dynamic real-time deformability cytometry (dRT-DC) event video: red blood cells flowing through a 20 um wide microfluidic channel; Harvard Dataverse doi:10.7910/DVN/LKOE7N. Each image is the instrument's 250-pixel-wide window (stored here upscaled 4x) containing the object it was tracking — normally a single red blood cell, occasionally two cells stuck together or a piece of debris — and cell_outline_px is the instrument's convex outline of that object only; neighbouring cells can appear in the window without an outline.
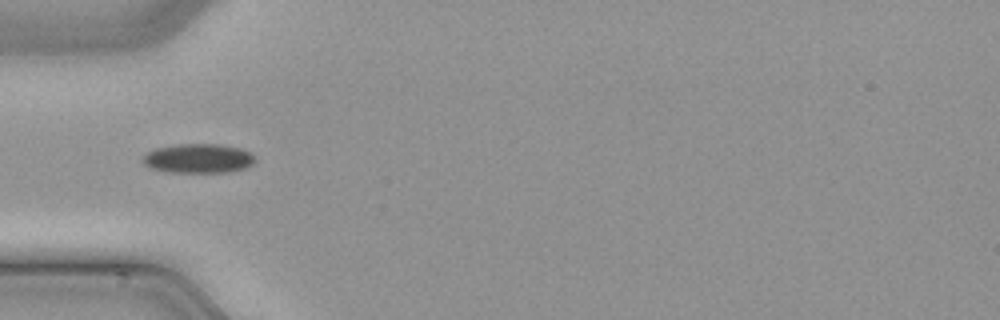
{"species": "common noctule bat (a hibernating species)", "species_latin": "Nyctalus noctula", "temperature_condition": "cold", "stored_images_in_passage": 34, "camera_frame_rate_fps": 3000, "um_per_image_px": 0.085, "animal": {"sex": "male", "body_mass_g": 21.5, "forearm_length_mm": 52.0}, "frame": {"image": 1, "passage_image": 1, "time_ms": 0.0, "image_size_px": [1000, 320], "cell_outline_px": [[256, 160], [252, 164], [244, 168], [228, 172], [168, 172], [152, 168], [144, 164], [140, 160], [148, 152], [156, 148], [180, 144], [220, 144], [240, 148], [256, 156]], "centroid_in_image_um": [16.87, 13.46], "position_along_channel_um": 68.1, "area_um2": 19.13}}
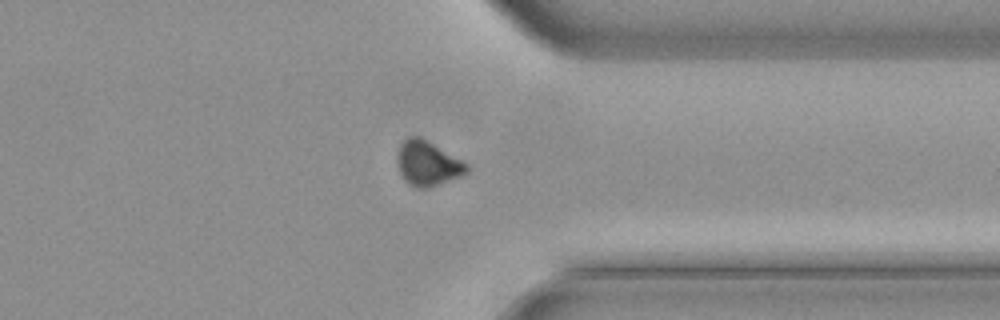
{"frame": {"image": 2, "passage_image": 23, "time_ms": 7.333, "image_size_px": [1000, 320], "cell_outline_px": [[468, 172], [460, 176], [428, 188], [416, 188], [408, 184], [404, 180], [400, 172], [396, 160], [400, 144], [408, 136], [420, 136], [468, 164]], "centroid_in_image_um": [36.32, 13.89], "position_along_channel_um": 375.1, "area_um2": 18.03}}
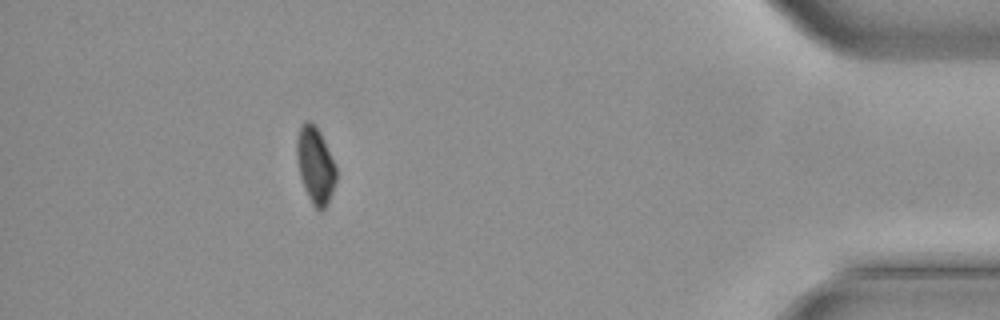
{"frame": {"image": 3, "passage_image": 29, "time_ms": 9.333, "image_size_px": [1000, 320], "cell_outline_px": [[336, 180], [328, 204], [324, 208], [316, 208], [312, 204], [304, 188], [300, 176], [296, 156], [296, 140], [300, 128], [304, 120], [308, 120], [316, 124], [324, 140], [336, 168]], "centroid_in_image_um": [26.79, 14.01], "position_along_channel_um": 408.4, "area_um2": 17.46}}